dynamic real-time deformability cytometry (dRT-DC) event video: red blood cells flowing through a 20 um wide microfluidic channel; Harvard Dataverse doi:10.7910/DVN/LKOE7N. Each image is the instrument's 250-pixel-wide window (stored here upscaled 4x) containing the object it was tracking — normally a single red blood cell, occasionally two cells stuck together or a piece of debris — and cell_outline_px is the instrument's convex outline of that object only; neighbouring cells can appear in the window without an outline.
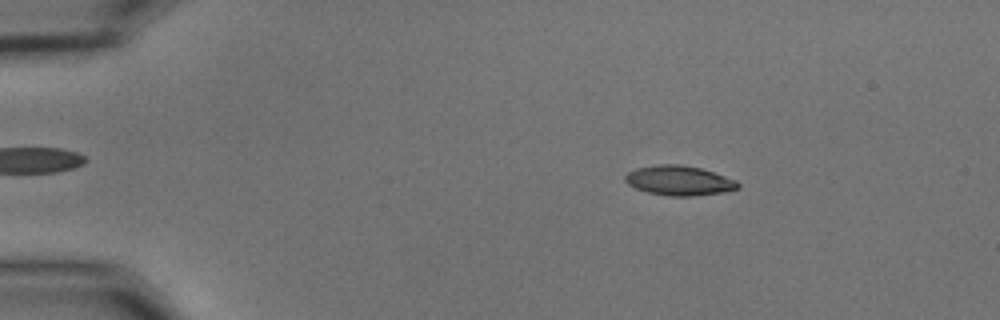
{"species": "common noctule bat (a hibernating species)", "species_latin": "Nyctalus noctula", "temperature_condition": "cold", "stored_images_in_passage": 52, "camera_frame_rate_fps": 3000, "um_per_image_px": 0.085, "animal": {"sex": "male", "body_mass_g": 15.6}, "frame": {"image": 1, "passage_image": 6, "time_ms": 1.667, "image_size_px": [1000, 320], "cell_outline_px": [[740, 188], [724, 192], [692, 196], [668, 196], [648, 192], [636, 188], [628, 184], [624, 180], [624, 176], [628, 172], [636, 168], [656, 164], [680, 164], [700, 168], [736, 180], [740, 184]], "centroid_in_image_um": [57.71, 15.34], "position_along_channel_um": 27.3, "area_um2": 19.54}}
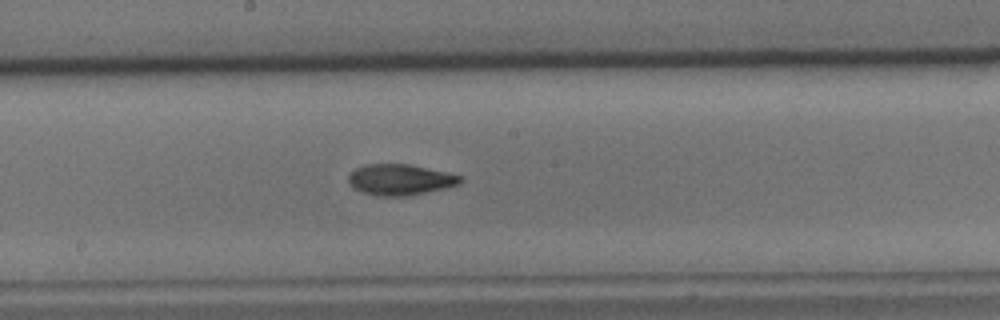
{"frame": {"image": 2, "passage_image": 27, "time_ms": 8.667, "image_size_px": [1000, 320], "cell_outline_px": [[464, 180], [460, 184], [444, 188], [408, 196], [380, 196], [360, 192], [352, 188], [348, 184], [348, 176], [356, 168], [364, 164], [408, 164], [444, 172], [460, 176]], "centroid_in_image_um": [33.96, 15.28], "position_along_channel_um": 214.2, "area_um2": 20.11}}
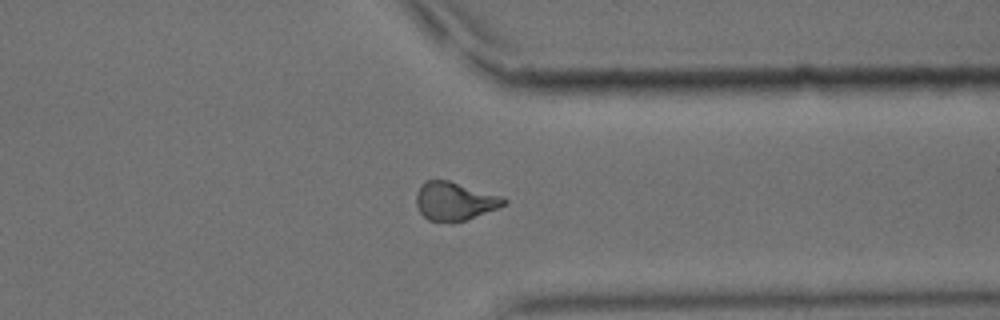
{"frame": {"image": 3, "passage_image": 40, "time_ms": 13.0, "image_size_px": [1000, 320], "cell_outline_px": [[508, 204], [500, 208], [452, 224], [428, 220], [420, 212], [416, 204], [416, 192], [420, 184], [428, 180], [448, 180], [504, 196], [508, 200]], "centroid_in_image_um": [38.67, 17.11], "position_along_channel_um": 372.7, "area_um2": 20.06}, "authors_computed_cell_mechanics": {"area_um2": 19.7965, "velocity_mm_per_s": 3.6796, "shape_relaxation_time_tau1_ms": 5.2389, "shape_relaxation_time_tau2_ms": 2.8192, "deformation_change_tau1": 0.1711, "deformation_change_tau2": 0.0885}}